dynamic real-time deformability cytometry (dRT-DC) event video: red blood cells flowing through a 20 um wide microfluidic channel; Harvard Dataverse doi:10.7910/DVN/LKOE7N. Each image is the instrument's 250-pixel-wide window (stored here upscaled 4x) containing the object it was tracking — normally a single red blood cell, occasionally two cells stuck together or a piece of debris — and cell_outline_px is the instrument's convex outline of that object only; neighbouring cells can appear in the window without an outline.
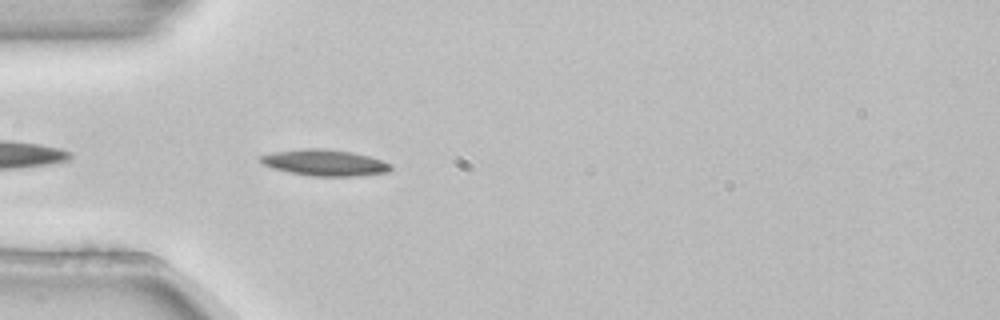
{"species": "common noctule bat (a hibernating species)", "species_latin": "Nyctalus noctula", "temperature_condition": "room temperature", "stored_images_in_passage": 3, "camera_frame_rate_fps": 3000, "um_per_image_px": 0.085, "animal": {"sex": "female", "body_mass_g": 22.7, "forearm_length_mm": 54.2}, "frame": {"image": 1, "passage_image": 3, "time_ms": 0.667, "image_size_px": [1000, 320], "cell_outline_px": [[392, 168], [388, 172], [356, 176], [308, 176], [288, 172], [272, 168], [264, 164], [260, 160], [260, 156], [276, 152], [304, 148], [320, 148], [352, 152], [368, 156], [392, 164]], "centroid_in_image_um": [27.61, 13.84], "position_along_channel_um": 57.4, "area_um2": 19.77}}